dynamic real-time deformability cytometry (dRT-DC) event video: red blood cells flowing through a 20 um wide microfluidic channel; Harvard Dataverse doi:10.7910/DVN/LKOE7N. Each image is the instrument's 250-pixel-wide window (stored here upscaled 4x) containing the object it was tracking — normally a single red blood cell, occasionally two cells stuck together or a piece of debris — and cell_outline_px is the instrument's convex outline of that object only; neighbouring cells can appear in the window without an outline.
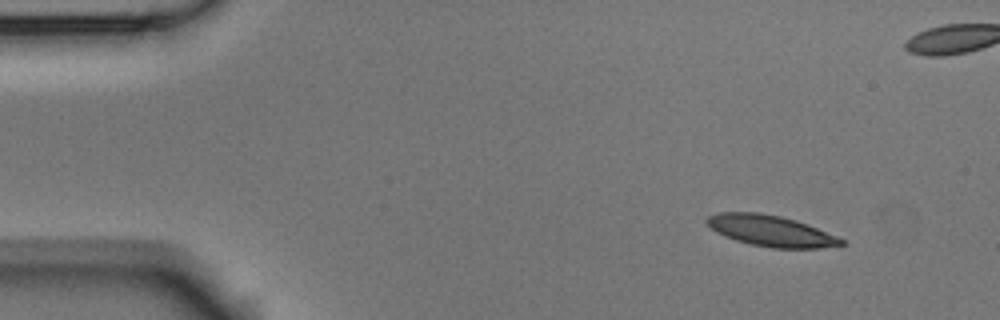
{"species": "Egyptian fruit bat (a non-hibernating species)", "species_latin": "Rousettus aegyptiacus", "temperature_condition": "room temperature", "stored_images_in_passage": 5, "camera_frame_rate_fps": 3000, "um_per_image_px": 0.085, "animal": {"sex": "male"}, "frame": {"image": 1, "passage_image": 1, "time_ms": 0.0, "image_size_px": [1000, 320], "cell_outline_px": [[844, 244], [820, 248], [772, 248], [752, 244], [736, 240], [716, 232], [704, 220], [708, 216], [716, 212], [760, 212], [780, 216], [796, 220], [808, 224], [836, 236], [844, 240]], "centroid_in_image_um": [65.5, 19.61], "position_along_channel_um": 19.5, "area_um2": 24.16}}
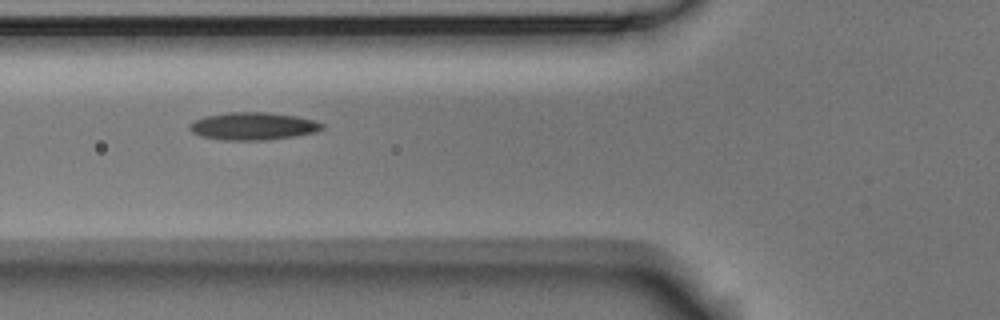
{"frame": {"image": 2, "passage_image": 5, "time_ms": 1.333, "image_size_px": [1000, 320], "cell_outline_px": [[324, 128], [316, 132], [268, 140], [224, 140], [200, 136], [192, 132], [188, 128], [188, 124], [204, 116], [228, 112], [264, 112], [296, 116], [316, 120], [324, 124]], "centroid_in_image_um": [21.5, 10.72], "position_along_channel_um": 104.3, "area_um2": 21.39}}